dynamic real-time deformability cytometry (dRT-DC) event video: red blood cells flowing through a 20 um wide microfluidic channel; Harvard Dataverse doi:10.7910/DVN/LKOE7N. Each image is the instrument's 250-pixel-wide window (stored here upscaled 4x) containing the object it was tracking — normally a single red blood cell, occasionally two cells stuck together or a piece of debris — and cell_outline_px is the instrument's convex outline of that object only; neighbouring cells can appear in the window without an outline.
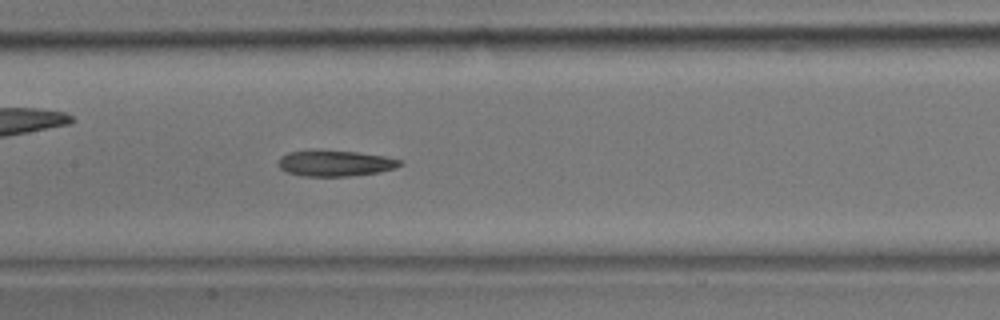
{"species": "common noctule bat (a hibernating species)", "species_latin": "Nyctalus noctula", "temperature_condition": "room temperature", "stored_images_in_passage": 26, "camera_frame_rate_fps": 3000, "um_per_image_px": 0.085, "animal": {"sex": "male", "body_mass_g": 17.9}, "frame": {"image": 1, "passage_image": 8, "time_ms": 2.333, "image_size_px": [1000, 320], "cell_outline_px": [[404, 164], [380, 172], [348, 176], [304, 176], [288, 172], [280, 168], [276, 164], [280, 156], [288, 152], [316, 148], [356, 152], [384, 156], [404, 160]], "centroid_in_image_um": [28.45, 13.84], "position_along_channel_um": 179.0, "area_um2": 18.84}}
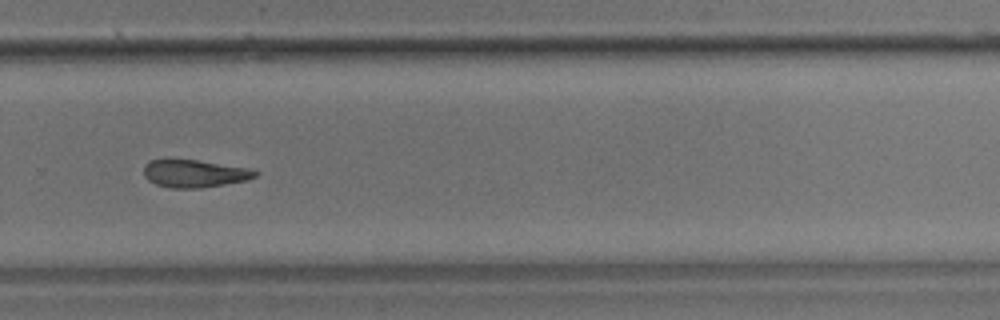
{"frame": {"image": 2, "passage_image": 15, "time_ms": 4.667, "image_size_px": [1000, 320], "cell_outline_px": [[260, 172], [256, 176], [248, 180], [200, 188], [172, 188], [156, 184], [148, 180], [144, 176], [144, 164], [148, 160], [164, 156], [168, 156], [196, 160], [248, 168]], "centroid_in_image_um": [16.44, 14.7], "position_along_channel_um": 313.4, "area_um2": 18.55}}